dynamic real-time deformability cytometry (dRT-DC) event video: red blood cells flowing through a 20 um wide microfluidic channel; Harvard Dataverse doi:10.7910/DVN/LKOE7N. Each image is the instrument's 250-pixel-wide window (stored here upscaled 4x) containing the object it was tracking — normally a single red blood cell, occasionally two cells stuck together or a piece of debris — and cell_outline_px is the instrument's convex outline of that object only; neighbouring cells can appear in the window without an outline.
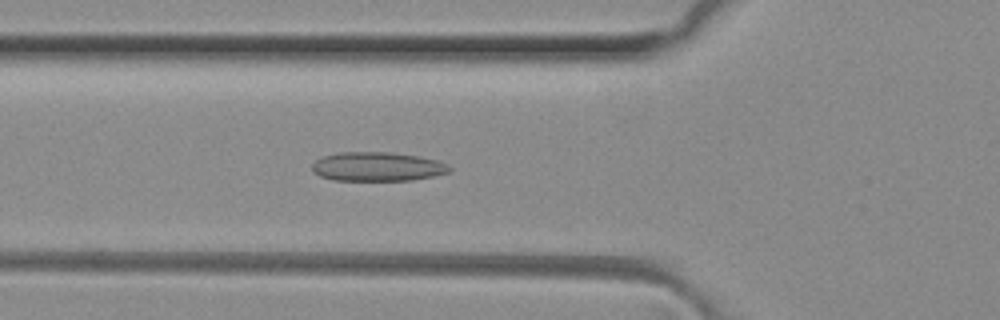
{"species": "common noctule bat (a hibernating species)", "species_latin": "Nyctalus noctula", "temperature_condition": "room temperature", "stored_images_in_passage": 29, "camera_frame_rate_fps": 3000, "um_per_image_px": 0.085, "animal": {"sex": "female", "body_mass_g": 29.2, "forearm_length_mm": 56.3}, "frame": {"image": 1, "passage_image": 13, "time_ms": 4.0, "image_size_px": [1000, 320], "cell_outline_px": [[452, 168], [448, 172], [432, 176], [412, 180], [332, 180], [320, 176], [312, 172], [312, 164], [320, 156], [340, 152], [388, 152], [416, 156], [436, 160], [448, 164]], "centroid_in_image_um": [32.02, 14.16], "position_along_channel_um": 93.8, "area_um2": 23.24}}
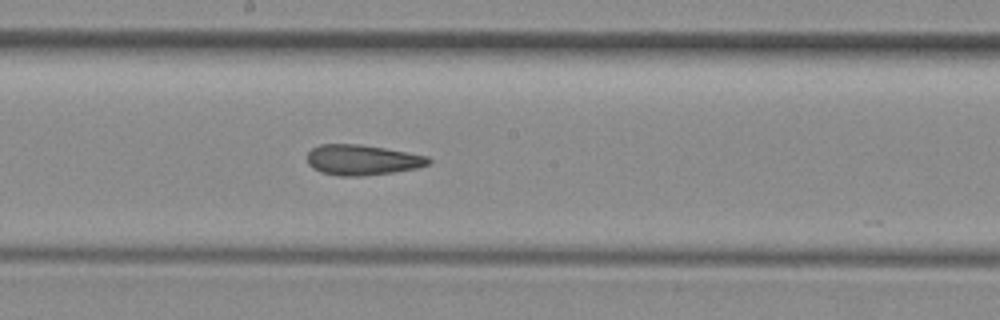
{"frame": {"image": 2, "passage_image": 22, "time_ms": 7.0, "image_size_px": [1000, 320], "cell_outline_px": [[432, 160], [428, 164], [416, 168], [392, 172], [364, 176], [340, 176], [320, 172], [312, 168], [308, 164], [308, 152], [312, 148], [320, 144], [360, 144], [384, 148], [428, 156]], "centroid_in_image_um": [30.76, 13.59], "position_along_channel_um": 217.4, "area_um2": 21.44}}
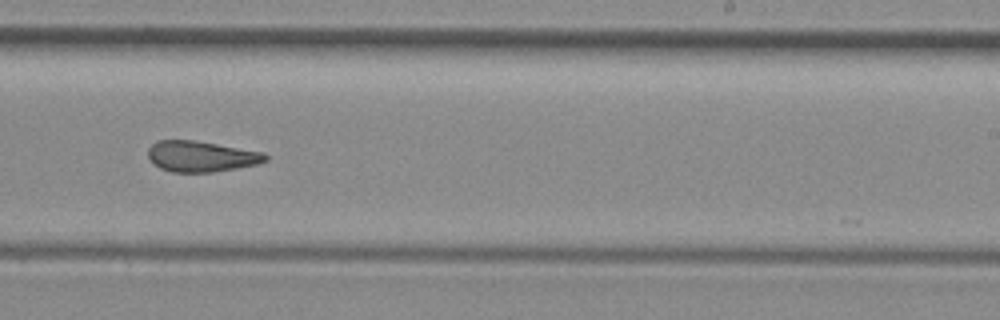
{"frame": {"image": 3, "passage_image": 26, "time_ms": 8.333, "image_size_px": [1000, 320], "cell_outline_px": [[268, 160], [256, 164], [236, 168], [212, 172], [172, 172], [160, 168], [148, 160], [148, 148], [156, 140], [192, 140], [216, 144], [260, 152], [268, 156]], "centroid_in_image_um": [17.03, 13.3], "position_along_channel_um": 272.0, "area_um2": 20.87}}